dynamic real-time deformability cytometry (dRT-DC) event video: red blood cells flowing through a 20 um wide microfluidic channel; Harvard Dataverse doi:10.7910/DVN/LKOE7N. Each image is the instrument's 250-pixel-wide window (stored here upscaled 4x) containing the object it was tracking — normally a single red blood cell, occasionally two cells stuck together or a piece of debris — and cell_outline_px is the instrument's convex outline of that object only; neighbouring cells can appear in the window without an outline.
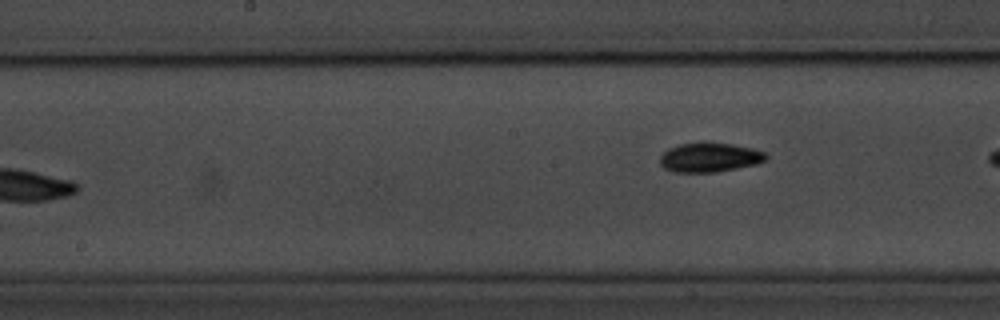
{"species": "common noctule bat (a hibernating species)", "species_latin": "Nyctalus noctula", "temperature_condition": "room temperature", "stored_images_in_passage": 9, "camera_frame_rate_fps": 3000, "um_per_image_px": 0.085, "animal": {"sex": "male", "body_mass_g": 20.1, "forearm_length_mm": 53.5}, "frame": {"image": 1, "passage_image": 9, "time_ms": 10.333, "image_size_px": [1000, 320], "cell_outline_px": [[768, 156], [764, 160], [756, 164], [716, 172], [672, 172], [664, 168], [660, 164], [660, 156], [668, 148], [680, 144], [704, 140], [732, 144], [752, 148], [764, 152]], "centroid_in_image_um": [60.28, 13.35], "position_along_channel_um": 187.9, "area_um2": 18.44}}